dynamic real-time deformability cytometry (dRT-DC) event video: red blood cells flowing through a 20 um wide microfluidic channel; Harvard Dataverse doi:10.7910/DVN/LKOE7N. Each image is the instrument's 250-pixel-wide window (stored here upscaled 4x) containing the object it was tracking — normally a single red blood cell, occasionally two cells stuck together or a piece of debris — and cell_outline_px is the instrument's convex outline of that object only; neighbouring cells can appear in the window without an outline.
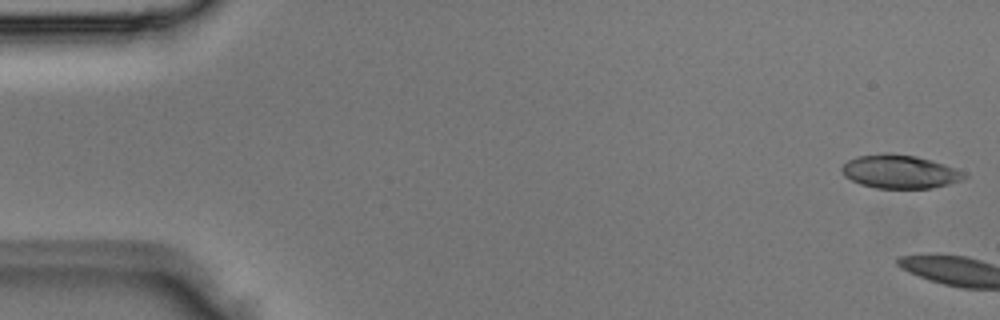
{"species": "Egyptian fruit bat (a non-hibernating species)", "species_latin": "Rousettus aegyptiacus", "temperature_condition": "room temperature", "stored_images_in_passage": 5, "camera_frame_rate_fps": 3000, "um_per_image_px": 0.085, "animal": {"sex": "male"}, "frame": {"image": 1, "passage_image": 1, "time_ms": 0.0, "image_size_px": [1000, 320], "cell_outline_px": [[968, 176], [960, 180], [948, 184], [932, 188], [876, 188], [860, 184], [844, 176], [840, 168], [848, 160], [856, 156], [884, 152], [888, 152], [916, 156], [932, 160], [968, 172]], "centroid_in_image_um": [76.49, 14.57], "position_along_channel_um": 8.5, "area_um2": 24.16}}
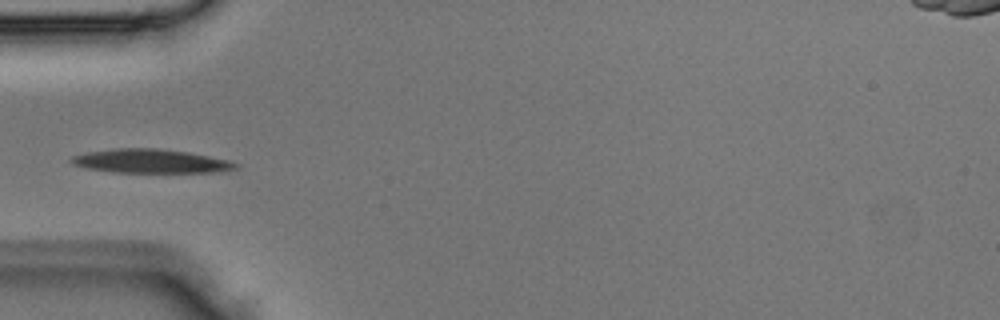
{"frame": {"image": 2, "passage_image": 5, "time_ms": 1.333, "image_size_px": [1000, 320], "cell_outline_px": [[240, 164], [236, 168], [220, 172], [112, 172], [88, 168], [72, 164], [68, 160], [72, 156], [88, 152], [112, 148], [160, 148], [188, 152], [228, 160]], "centroid_in_image_um": [12.79, 13.69], "position_along_channel_um": 72.2, "area_um2": 22.83}}